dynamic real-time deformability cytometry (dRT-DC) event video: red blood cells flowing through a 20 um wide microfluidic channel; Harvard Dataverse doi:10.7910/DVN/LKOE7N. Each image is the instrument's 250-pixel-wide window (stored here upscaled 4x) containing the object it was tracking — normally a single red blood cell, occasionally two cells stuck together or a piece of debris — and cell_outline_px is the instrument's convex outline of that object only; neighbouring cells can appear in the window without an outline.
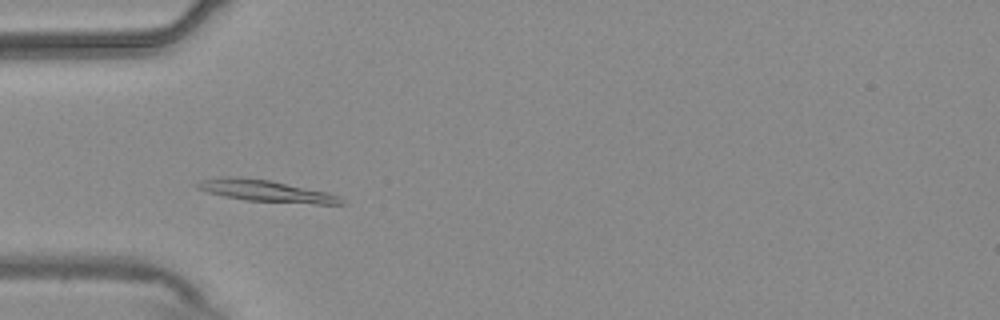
{"species": "common noctule bat (a hibernating species)", "species_latin": "Nyctalus noctula", "temperature_condition": "warm", "stored_images_in_passage": 50, "camera_frame_rate_fps": 3000, "um_per_image_px": 0.085, "animal": {"sex": "male", "body_mass_g": 20.4}, "frame": {"image": 1, "passage_image": 12, "time_ms": 3.667, "image_size_px": [1000, 320], "cell_outline_px": [[348, 204], [316, 204], [244, 200], [224, 196], [208, 192], [196, 188], [192, 184], [200, 180], [224, 176], [236, 176], [268, 180], [328, 192], [340, 196]], "centroid_in_image_um": [22.59, 16.23], "position_along_channel_um": 62.4, "area_um2": 18.32}}
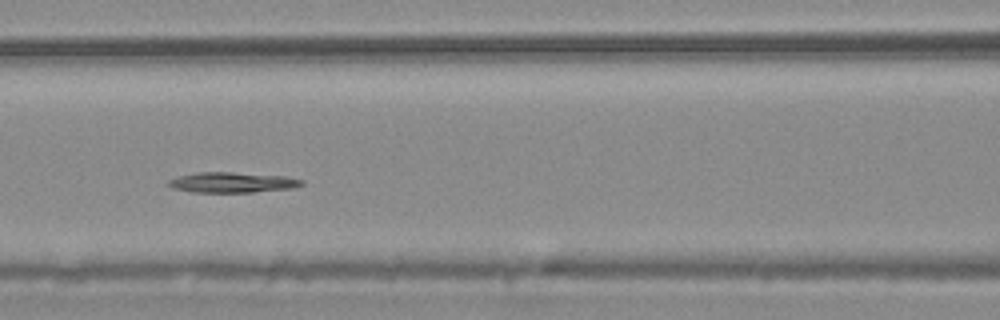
{"frame": {"image": 2, "passage_image": 19, "time_ms": 6.0, "image_size_px": [1000, 320], "cell_outline_px": [[304, 184], [292, 188], [252, 192], [192, 192], [172, 188], [164, 184], [168, 180], [176, 176], [196, 172], [232, 172], [284, 176], [304, 180]], "centroid_in_image_um": [19.67, 15.5], "position_along_channel_um": 146.9, "area_um2": 15.95}}
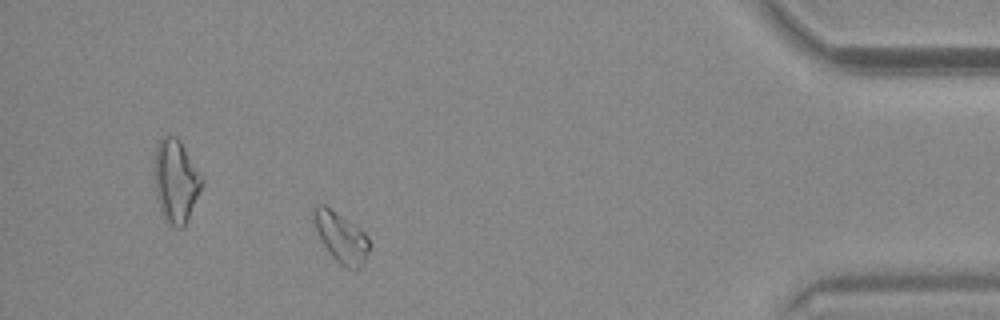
{"frame": {"image": 3, "passage_image": 44, "time_ms": 14.333, "image_size_px": [1000, 320], "cell_outline_px": [[372, 244], [364, 264], [356, 272], [344, 268], [332, 256], [316, 232], [312, 220], [312, 208], [316, 204], [324, 204], [360, 228], [368, 236]], "centroid_in_image_um": [29.01, 20.19], "position_along_channel_um": 406.2, "area_um2": 16.76}}